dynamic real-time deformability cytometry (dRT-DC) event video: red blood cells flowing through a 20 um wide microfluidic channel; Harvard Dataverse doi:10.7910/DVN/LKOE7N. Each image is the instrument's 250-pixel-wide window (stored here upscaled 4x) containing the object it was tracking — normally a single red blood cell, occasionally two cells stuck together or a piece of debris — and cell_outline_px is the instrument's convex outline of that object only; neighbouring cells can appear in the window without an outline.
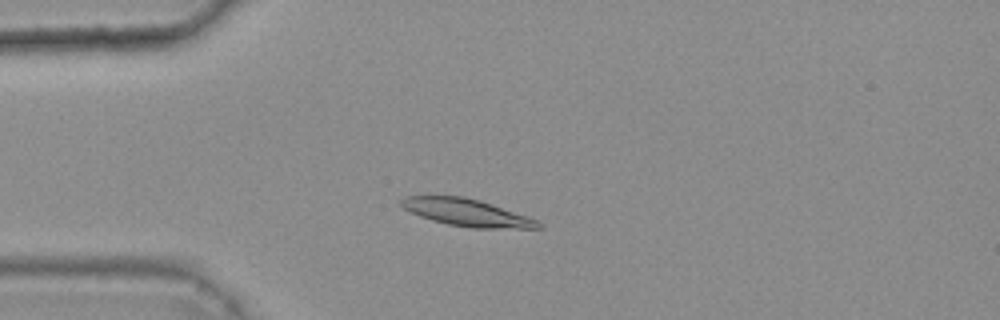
{"species": "common noctule bat (a hibernating species)", "species_latin": "Nyctalus noctula", "temperature_condition": "warm", "stored_images_in_passage": 44, "camera_frame_rate_fps": 3000, "um_per_image_px": 0.085, "animal": {"sex": "female", "body_mass_g": 25.1}, "frame": {"image": 1, "passage_image": 12, "time_ms": 3.667, "image_size_px": [1000, 320], "cell_outline_px": [[544, 228], [472, 228], [448, 224], [432, 220], [420, 216], [404, 208], [400, 204], [400, 200], [404, 196], [464, 196], [480, 200], [528, 216], [544, 224]], "centroid_in_image_um": [39.71, 18.07], "position_along_channel_um": 45.3, "area_um2": 21.68}}
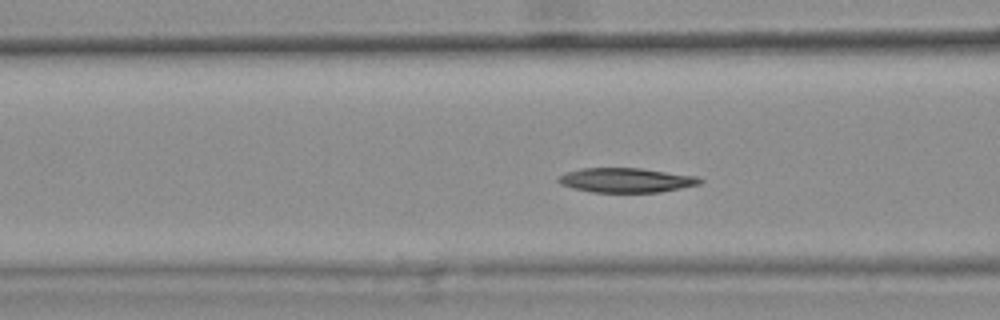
{"frame": {"image": 2, "passage_image": 19, "time_ms": 6.0, "image_size_px": [1000, 320], "cell_outline_px": [[704, 180], [700, 184], [660, 192], [592, 192], [572, 188], [560, 184], [556, 180], [560, 176], [568, 172], [580, 168], [640, 168], [696, 176]], "centroid_in_image_um": [53.21, 15.31], "position_along_channel_um": 113.4, "area_um2": 20.11}}
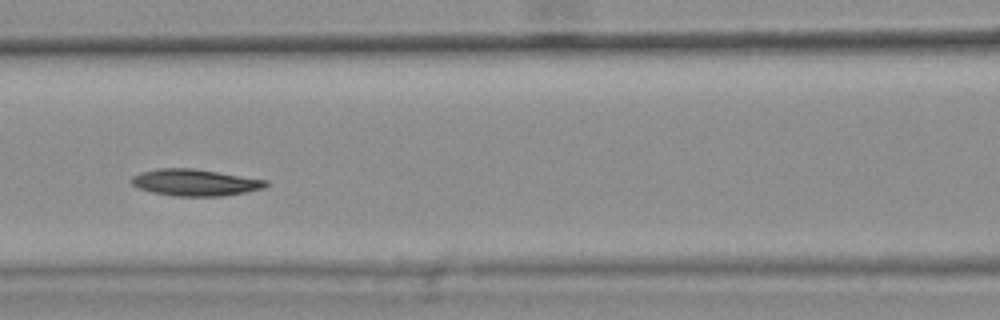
{"frame": {"image": 3, "passage_image": 22, "time_ms": 7.0, "image_size_px": [1000, 320], "cell_outline_px": [[268, 184], [264, 188], [224, 196], [172, 196], [152, 192], [136, 188], [128, 180], [132, 176], [140, 172], [160, 168], [192, 168], [268, 180]], "centroid_in_image_um": [16.52, 15.51], "position_along_channel_um": 150.1, "area_um2": 20.98}}